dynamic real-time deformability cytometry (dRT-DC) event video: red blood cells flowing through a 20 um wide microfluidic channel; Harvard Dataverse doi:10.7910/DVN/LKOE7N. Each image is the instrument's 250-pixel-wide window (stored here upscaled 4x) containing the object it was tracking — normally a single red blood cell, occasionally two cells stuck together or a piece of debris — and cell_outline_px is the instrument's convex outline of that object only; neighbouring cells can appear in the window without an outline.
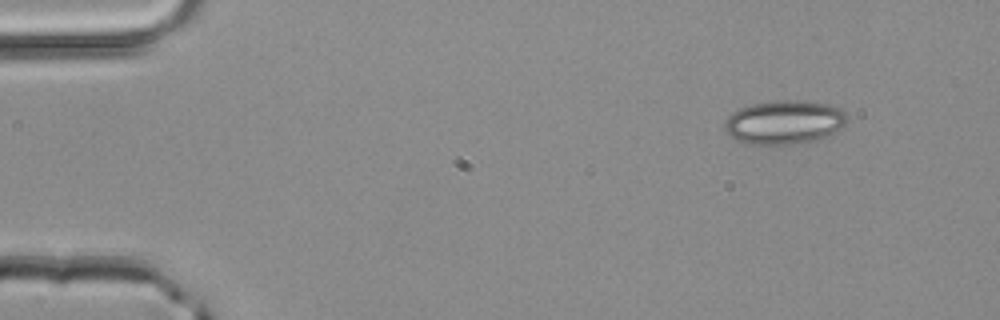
{"species": "common noctule bat (a hibernating species)", "species_latin": "Nyctalus noctula", "temperature_condition": "room temperature", "stored_images_in_passage": 4, "camera_frame_rate_fps": 3000, "um_per_image_px": 0.085, "animal": {"sex": "male", "body_mass_g": 20.4}, "frame": {"image": 1, "passage_image": 1, "time_ms": 0.0, "image_size_px": [1000, 320], "cell_outline_px": [[848, 120], [840, 128], [816, 140], [804, 144], [776, 148], [748, 144], [736, 140], [724, 128], [724, 124], [728, 116], [732, 112], [740, 108], [752, 104], [780, 100], [788, 100], [828, 104], [840, 108], [848, 116]], "centroid_in_image_um": [66.64, 10.45], "position_along_channel_um": 18.4, "area_um2": 31.85}}